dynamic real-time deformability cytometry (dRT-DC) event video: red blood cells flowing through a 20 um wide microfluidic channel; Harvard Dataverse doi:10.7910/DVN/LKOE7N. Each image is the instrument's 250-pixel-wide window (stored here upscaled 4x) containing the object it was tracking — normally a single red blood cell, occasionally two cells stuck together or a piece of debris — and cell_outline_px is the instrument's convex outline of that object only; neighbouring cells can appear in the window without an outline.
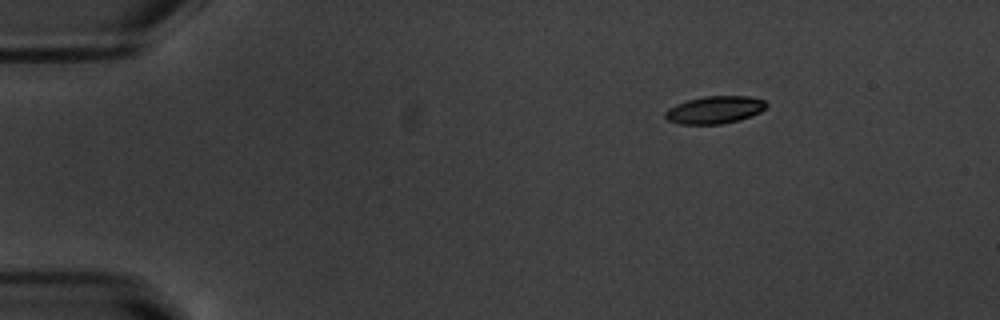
{"species": "common noctule bat (a hibernating species)", "species_latin": "Nyctalus noctula", "temperature_condition": "warm", "stored_images_in_passage": 18, "camera_frame_rate_fps": 3000, "um_per_image_px": 0.085, "animal": {"sex": "male", "body_mass_g": 20.1, "forearm_length_mm": 53.5}, "frame": {"image": 1, "passage_image": 1, "time_ms": 0.0, "image_size_px": [1000, 320], "cell_outline_px": [[768, 104], [760, 112], [752, 116], [740, 120], [720, 124], [680, 124], [668, 120], [664, 116], [664, 112], [668, 108], [676, 104], [688, 100], [704, 96], [748, 96], [764, 100]], "centroid_in_image_um": [60.74, 9.34], "position_along_channel_um": 24.3, "area_um2": 16.24}}